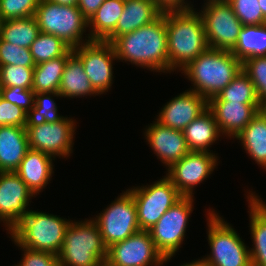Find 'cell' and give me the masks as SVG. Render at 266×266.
<instances>
[{
	"instance_id": "cell-1",
	"label": "cell",
	"mask_w": 266,
	"mask_h": 266,
	"mask_svg": "<svg viewBox=\"0 0 266 266\" xmlns=\"http://www.w3.org/2000/svg\"><path fill=\"white\" fill-rule=\"evenodd\" d=\"M111 44L118 61H128L156 73L169 72L165 13L152 23L117 37Z\"/></svg>"
},
{
	"instance_id": "cell-2",
	"label": "cell",
	"mask_w": 266,
	"mask_h": 266,
	"mask_svg": "<svg viewBox=\"0 0 266 266\" xmlns=\"http://www.w3.org/2000/svg\"><path fill=\"white\" fill-rule=\"evenodd\" d=\"M164 13L170 74L184 69L208 48V44L202 16L196 8Z\"/></svg>"
},
{
	"instance_id": "cell-3",
	"label": "cell",
	"mask_w": 266,
	"mask_h": 266,
	"mask_svg": "<svg viewBox=\"0 0 266 266\" xmlns=\"http://www.w3.org/2000/svg\"><path fill=\"white\" fill-rule=\"evenodd\" d=\"M241 70L242 61L231 51L208 47L181 73L193 84L189 90L209 100L227 87Z\"/></svg>"
},
{
	"instance_id": "cell-4",
	"label": "cell",
	"mask_w": 266,
	"mask_h": 266,
	"mask_svg": "<svg viewBox=\"0 0 266 266\" xmlns=\"http://www.w3.org/2000/svg\"><path fill=\"white\" fill-rule=\"evenodd\" d=\"M71 221L46 212L29 210L9 234L21 247L58 255Z\"/></svg>"
},
{
	"instance_id": "cell-5",
	"label": "cell",
	"mask_w": 266,
	"mask_h": 266,
	"mask_svg": "<svg viewBox=\"0 0 266 266\" xmlns=\"http://www.w3.org/2000/svg\"><path fill=\"white\" fill-rule=\"evenodd\" d=\"M107 247L96 222L90 219L68 225L62 248L58 254L59 266H97L106 259Z\"/></svg>"
},
{
	"instance_id": "cell-6",
	"label": "cell",
	"mask_w": 266,
	"mask_h": 266,
	"mask_svg": "<svg viewBox=\"0 0 266 266\" xmlns=\"http://www.w3.org/2000/svg\"><path fill=\"white\" fill-rule=\"evenodd\" d=\"M210 254L201 257L205 266H252L249 246L214 209H207Z\"/></svg>"
},
{
	"instance_id": "cell-7",
	"label": "cell",
	"mask_w": 266,
	"mask_h": 266,
	"mask_svg": "<svg viewBox=\"0 0 266 266\" xmlns=\"http://www.w3.org/2000/svg\"><path fill=\"white\" fill-rule=\"evenodd\" d=\"M34 17L40 32L57 36L72 49L91 42L89 34L83 35L88 28V20L78 6H63L40 0Z\"/></svg>"
},
{
	"instance_id": "cell-8",
	"label": "cell",
	"mask_w": 266,
	"mask_h": 266,
	"mask_svg": "<svg viewBox=\"0 0 266 266\" xmlns=\"http://www.w3.org/2000/svg\"><path fill=\"white\" fill-rule=\"evenodd\" d=\"M127 190L136 204L139 228L145 231L151 229L165 212L183 197L166 176L151 185Z\"/></svg>"
},
{
	"instance_id": "cell-9",
	"label": "cell",
	"mask_w": 266,
	"mask_h": 266,
	"mask_svg": "<svg viewBox=\"0 0 266 266\" xmlns=\"http://www.w3.org/2000/svg\"><path fill=\"white\" fill-rule=\"evenodd\" d=\"M98 214L92 219L98 225L107 248L140 231L136 204L128 190Z\"/></svg>"
},
{
	"instance_id": "cell-10",
	"label": "cell",
	"mask_w": 266,
	"mask_h": 266,
	"mask_svg": "<svg viewBox=\"0 0 266 266\" xmlns=\"http://www.w3.org/2000/svg\"><path fill=\"white\" fill-rule=\"evenodd\" d=\"M200 15L209 48L231 51L243 27L227 0H205Z\"/></svg>"
},
{
	"instance_id": "cell-11",
	"label": "cell",
	"mask_w": 266,
	"mask_h": 266,
	"mask_svg": "<svg viewBox=\"0 0 266 266\" xmlns=\"http://www.w3.org/2000/svg\"><path fill=\"white\" fill-rule=\"evenodd\" d=\"M194 197H182L149 229L156 249L164 256H174L186 236L189 217L194 209Z\"/></svg>"
},
{
	"instance_id": "cell-12",
	"label": "cell",
	"mask_w": 266,
	"mask_h": 266,
	"mask_svg": "<svg viewBox=\"0 0 266 266\" xmlns=\"http://www.w3.org/2000/svg\"><path fill=\"white\" fill-rule=\"evenodd\" d=\"M76 121L73 117H64L54 123L25 126L29 148L44 152L53 157L68 158L73 153Z\"/></svg>"
},
{
	"instance_id": "cell-13",
	"label": "cell",
	"mask_w": 266,
	"mask_h": 266,
	"mask_svg": "<svg viewBox=\"0 0 266 266\" xmlns=\"http://www.w3.org/2000/svg\"><path fill=\"white\" fill-rule=\"evenodd\" d=\"M174 256H164L156 249L149 231L140 230L107 249V257L117 266H162Z\"/></svg>"
},
{
	"instance_id": "cell-14",
	"label": "cell",
	"mask_w": 266,
	"mask_h": 266,
	"mask_svg": "<svg viewBox=\"0 0 266 266\" xmlns=\"http://www.w3.org/2000/svg\"><path fill=\"white\" fill-rule=\"evenodd\" d=\"M73 53L81 60L85 74L100 95L111 90L114 83L113 61H117L111 43L91 41L73 48Z\"/></svg>"
},
{
	"instance_id": "cell-15",
	"label": "cell",
	"mask_w": 266,
	"mask_h": 266,
	"mask_svg": "<svg viewBox=\"0 0 266 266\" xmlns=\"http://www.w3.org/2000/svg\"><path fill=\"white\" fill-rule=\"evenodd\" d=\"M218 154L190 151L166 171V177L184 197H193L194 188L203 183L218 165ZM168 172V173H167Z\"/></svg>"
},
{
	"instance_id": "cell-16",
	"label": "cell",
	"mask_w": 266,
	"mask_h": 266,
	"mask_svg": "<svg viewBox=\"0 0 266 266\" xmlns=\"http://www.w3.org/2000/svg\"><path fill=\"white\" fill-rule=\"evenodd\" d=\"M32 197L16 172H0V222L8 233L28 213Z\"/></svg>"
},
{
	"instance_id": "cell-17",
	"label": "cell",
	"mask_w": 266,
	"mask_h": 266,
	"mask_svg": "<svg viewBox=\"0 0 266 266\" xmlns=\"http://www.w3.org/2000/svg\"><path fill=\"white\" fill-rule=\"evenodd\" d=\"M144 136L166 169L190 152L183 131L167 127L156 119L145 128Z\"/></svg>"
},
{
	"instance_id": "cell-18",
	"label": "cell",
	"mask_w": 266,
	"mask_h": 266,
	"mask_svg": "<svg viewBox=\"0 0 266 266\" xmlns=\"http://www.w3.org/2000/svg\"><path fill=\"white\" fill-rule=\"evenodd\" d=\"M208 108V100L198 93L185 90L162 106L156 120L175 130L183 131Z\"/></svg>"
},
{
	"instance_id": "cell-19",
	"label": "cell",
	"mask_w": 266,
	"mask_h": 266,
	"mask_svg": "<svg viewBox=\"0 0 266 266\" xmlns=\"http://www.w3.org/2000/svg\"><path fill=\"white\" fill-rule=\"evenodd\" d=\"M221 134L234 138L259 113V104H243L241 102L208 101Z\"/></svg>"
},
{
	"instance_id": "cell-20",
	"label": "cell",
	"mask_w": 266,
	"mask_h": 266,
	"mask_svg": "<svg viewBox=\"0 0 266 266\" xmlns=\"http://www.w3.org/2000/svg\"><path fill=\"white\" fill-rule=\"evenodd\" d=\"M55 159L44 152L29 149L15 171L34 195L46 188L53 176Z\"/></svg>"
},
{
	"instance_id": "cell-21",
	"label": "cell",
	"mask_w": 266,
	"mask_h": 266,
	"mask_svg": "<svg viewBox=\"0 0 266 266\" xmlns=\"http://www.w3.org/2000/svg\"><path fill=\"white\" fill-rule=\"evenodd\" d=\"M249 225L253 248L250 250L252 266H266V203L255 192L247 191Z\"/></svg>"
},
{
	"instance_id": "cell-22",
	"label": "cell",
	"mask_w": 266,
	"mask_h": 266,
	"mask_svg": "<svg viewBox=\"0 0 266 266\" xmlns=\"http://www.w3.org/2000/svg\"><path fill=\"white\" fill-rule=\"evenodd\" d=\"M161 14L153 0H125L116 29L105 41L112 43L117 37L152 23Z\"/></svg>"
},
{
	"instance_id": "cell-23",
	"label": "cell",
	"mask_w": 266,
	"mask_h": 266,
	"mask_svg": "<svg viewBox=\"0 0 266 266\" xmlns=\"http://www.w3.org/2000/svg\"><path fill=\"white\" fill-rule=\"evenodd\" d=\"M29 149L25 127L0 126V172H15Z\"/></svg>"
},
{
	"instance_id": "cell-24",
	"label": "cell",
	"mask_w": 266,
	"mask_h": 266,
	"mask_svg": "<svg viewBox=\"0 0 266 266\" xmlns=\"http://www.w3.org/2000/svg\"><path fill=\"white\" fill-rule=\"evenodd\" d=\"M183 133L189 150L198 152L213 153L210 150L211 145L216 143L215 141H219L220 136L222 137L215 117L209 108L186 126Z\"/></svg>"
},
{
	"instance_id": "cell-25",
	"label": "cell",
	"mask_w": 266,
	"mask_h": 266,
	"mask_svg": "<svg viewBox=\"0 0 266 266\" xmlns=\"http://www.w3.org/2000/svg\"><path fill=\"white\" fill-rule=\"evenodd\" d=\"M58 93L61 98L68 99L100 95L85 74L81 60L74 53L67 58Z\"/></svg>"
},
{
	"instance_id": "cell-26",
	"label": "cell",
	"mask_w": 266,
	"mask_h": 266,
	"mask_svg": "<svg viewBox=\"0 0 266 266\" xmlns=\"http://www.w3.org/2000/svg\"><path fill=\"white\" fill-rule=\"evenodd\" d=\"M125 0H105L88 20L91 41H105L116 29Z\"/></svg>"
},
{
	"instance_id": "cell-27",
	"label": "cell",
	"mask_w": 266,
	"mask_h": 266,
	"mask_svg": "<svg viewBox=\"0 0 266 266\" xmlns=\"http://www.w3.org/2000/svg\"><path fill=\"white\" fill-rule=\"evenodd\" d=\"M235 139L248 156L266 170V118L258 113Z\"/></svg>"
},
{
	"instance_id": "cell-28",
	"label": "cell",
	"mask_w": 266,
	"mask_h": 266,
	"mask_svg": "<svg viewBox=\"0 0 266 266\" xmlns=\"http://www.w3.org/2000/svg\"><path fill=\"white\" fill-rule=\"evenodd\" d=\"M72 53L71 48L64 56L37 64L34 67L32 90L35 93L58 92L67 58Z\"/></svg>"
},
{
	"instance_id": "cell-29",
	"label": "cell",
	"mask_w": 266,
	"mask_h": 266,
	"mask_svg": "<svg viewBox=\"0 0 266 266\" xmlns=\"http://www.w3.org/2000/svg\"><path fill=\"white\" fill-rule=\"evenodd\" d=\"M39 33L34 16L0 21V38L15 46L30 48Z\"/></svg>"
},
{
	"instance_id": "cell-30",
	"label": "cell",
	"mask_w": 266,
	"mask_h": 266,
	"mask_svg": "<svg viewBox=\"0 0 266 266\" xmlns=\"http://www.w3.org/2000/svg\"><path fill=\"white\" fill-rule=\"evenodd\" d=\"M231 52L240 60L266 56V24L243 26Z\"/></svg>"
},
{
	"instance_id": "cell-31",
	"label": "cell",
	"mask_w": 266,
	"mask_h": 266,
	"mask_svg": "<svg viewBox=\"0 0 266 266\" xmlns=\"http://www.w3.org/2000/svg\"><path fill=\"white\" fill-rule=\"evenodd\" d=\"M208 101L259 104L254 84L243 70L218 95L211 97Z\"/></svg>"
},
{
	"instance_id": "cell-32",
	"label": "cell",
	"mask_w": 266,
	"mask_h": 266,
	"mask_svg": "<svg viewBox=\"0 0 266 266\" xmlns=\"http://www.w3.org/2000/svg\"><path fill=\"white\" fill-rule=\"evenodd\" d=\"M52 96L61 97L58 92L35 93L34 105L26 113L25 126H36L46 122L54 123L65 117L58 114V106Z\"/></svg>"
},
{
	"instance_id": "cell-33",
	"label": "cell",
	"mask_w": 266,
	"mask_h": 266,
	"mask_svg": "<svg viewBox=\"0 0 266 266\" xmlns=\"http://www.w3.org/2000/svg\"><path fill=\"white\" fill-rule=\"evenodd\" d=\"M70 49L71 47L62 39L42 32L30 46V52L36 65L64 56Z\"/></svg>"
},
{
	"instance_id": "cell-34",
	"label": "cell",
	"mask_w": 266,
	"mask_h": 266,
	"mask_svg": "<svg viewBox=\"0 0 266 266\" xmlns=\"http://www.w3.org/2000/svg\"><path fill=\"white\" fill-rule=\"evenodd\" d=\"M34 68L17 65L0 66V82L3 88L22 87L32 89Z\"/></svg>"
},
{
	"instance_id": "cell-35",
	"label": "cell",
	"mask_w": 266,
	"mask_h": 266,
	"mask_svg": "<svg viewBox=\"0 0 266 266\" xmlns=\"http://www.w3.org/2000/svg\"><path fill=\"white\" fill-rule=\"evenodd\" d=\"M242 70L254 84L258 100L266 97V56L247 58L242 62Z\"/></svg>"
},
{
	"instance_id": "cell-36",
	"label": "cell",
	"mask_w": 266,
	"mask_h": 266,
	"mask_svg": "<svg viewBox=\"0 0 266 266\" xmlns=\"http://www.w3.org/2000/svg\"><path fill=\"white\" fill-rule=\"evenodd\" d=\"M17 65L26 68L36 66L30 48L15 46L0 38V66Z\"/></svg>"
},
{
	"instance_id": "cell-37",
	"label": "cell",
	"mask_w": 266,
	"mask_h": 266,
	"mask_svg": "<svg viewBox=\"0 0 266 266\" xmlns=\"http://www.w3.org/2000/svg\"><path fill=\"white\" fill-rule=\"evenodd\" d=\"M233 8L235 15L243 26L263 25V17L259 0H227Z\"/></svg>"
},
{
	"instance_id": "cell-38",
	"label": "cell",
	"mask_w": 266,
	"mask_h": 266,
	"mask_svg": "<svg viewBox=\"0 0 266 266\" xmlns=\"http://www.w3.org/2000/svg\"><path fill=\"white\" fill-rule=\"evenodd\" d=\"M40 0H0V21L34 16Z\"/></svg>"
},
{
	"instance_id": "cell-39",
	"label": "cell",
	"mask_w": 266,
	"mask_h": 266,
	"mask_svg": "<svg viewBox=\"0 0 266 266\" xmlns=\"http://www.w3.org/2000/svg\"><path fill=\"white\" fill-rule=\"evenodd\" d=\"M12 241L24 252L22 259L15 266H59L58 255L21 247L13 239Z\"/></svg>"
},
{
	"instance_id": "cell-40",
	"label": "cell",
	"mask_w": 266,
	"mask_h": 266,
	"mask_svg": "<svg viewBox=\"0 0 266 266\" xmlns=\"http://www.w3.org/2000/svg\"><path fill=\"white\" fill-rule=\"evenodd\" d=\"M2 98L19 106L27 113L34 105L35 92L22 87H8L2 89Z\"/></svg>"
},
{
	"instance_id": "cell-41",
	"label": "cell",
	"mask_w": 266,
	"mask_h": 266,
	"mask_svg": "<svg viewBox=\"0 0 266 266\" xmlns=\"http://www.w3.org/2000/svg\"><path fill=\"white\" fill-rule=\"evenodd\" d=\"M26 112L19 106L0 98V126L25 127Z\"/></svg>"
},
{
	"instance_id": "cell-42",
	"label": "cell",
	"mask_w": 266,
	"mask_h": 266,
	"mask_svg": "<svg viewBox=\"0 0 266 266\" xmlns=\"http://www.w3.org/2000/svg\"><path fill=\"white\" fill-rule=\"evenodd\" d=\"M156 7L162 12L183 11L194 8L188 0H153Z\"/></svg>"
},
{
	"instance_id": "cell-43",
	"label": "cell",
	"mask_w": 266,
	"mask_h": 266,
	"mask_svg": "<svg viewBox=\"0 0 266 266\" xmlns=\"http://www.w3.org/2000/svg\"><path fill=\"white\" fill-rule=\"evenodd\" d=\"M105 0H78L77 6L83 16L89 20Z\"/></svg>"
},
{
	"instance_id": "cell-44",
	"label": "cell",
	"mask_w": 266,
	"mask_h": 266,
	"mask_svg": "<svg viewBox=\"0 0 266 266\" xmlns=\"http://www.w3.org/2000/svg\"><path fill=\"white\" fill-rule=\"evenodd\" d=\"M50 2L63 6H77L78 0H49Z\"/></svg>"
},
{
	"instance_id": "cell-45",
	"label": "cell",
	"mask_w": 266,
	"mask_h": 266,
	"mask_svg": "<svg viewBox=\"0 0 266 266\" xmlns=\"http://www.w3.org/2000/svg\"><path fill=\"white\" fill-rule=\"evenodd\" d=\"M259 113L266 118V97L259 101Z\"/></svg>"
},
{
	"instance_id": "cell-46",
	"label": "cell",
	"mask_w": 266,
	"mask_h": 266,
	"mask_svg": "<svg viewBox=\"0 0 266 266\" xmlns=\"http://www.w3.org/2000/svg\"><path fill=\"white\" fill-rule=\"evenodd\" d=\"M179 266H205L204 265V263H203V260L202 259H198V260H193V261H191L190 263L188 262H186V264L185 263H183V265L181 264V265H179Z\"/></svg>"
},
{
	"instance_id": "cell-47",
	"label": "cell",
	"mask_w": 266,
	"mask_h": 266,
	"mask_svg": "<svg viewBox=\"0 0 266 266\" xmlns=\"http://www.w3.org/2000/svg\"><path fill=\"white\" fill-rule=\"evenodd\" d=\"M259 5L263 13V17L266 20V0H259Z\"/></svg>"
},
{
	"instance_id": "cell-48",
	"label": "cell",
	"mask_w": 266,
	"mask_h": 266,
	"mask_svg": "<svg viewBox=\"0 0 266 266\" xmlns=\"http://www.w3.org/2000/svg\"><path fill=\"white\" fill-rule=\"evenodd\" d=\"M97 266H117L113 263H111L108 259L101 260Z\"/></svg>"
},
{
	"instance_id": "cell-49",
	"label": "cell",
	"mask_w": 266,
	"mask_h": 266,
	"mask_svg": "<svg viewBox=\"0 0 266 266\" xmlns=\"http://www.w3.org/2000/svg\"><path fill=\"white\" fill-rule=\"evenodd\" d=\"M2 89H3V86L1 85V82H0V98L2 97Z\"/></svg>"
}]
</instances>
